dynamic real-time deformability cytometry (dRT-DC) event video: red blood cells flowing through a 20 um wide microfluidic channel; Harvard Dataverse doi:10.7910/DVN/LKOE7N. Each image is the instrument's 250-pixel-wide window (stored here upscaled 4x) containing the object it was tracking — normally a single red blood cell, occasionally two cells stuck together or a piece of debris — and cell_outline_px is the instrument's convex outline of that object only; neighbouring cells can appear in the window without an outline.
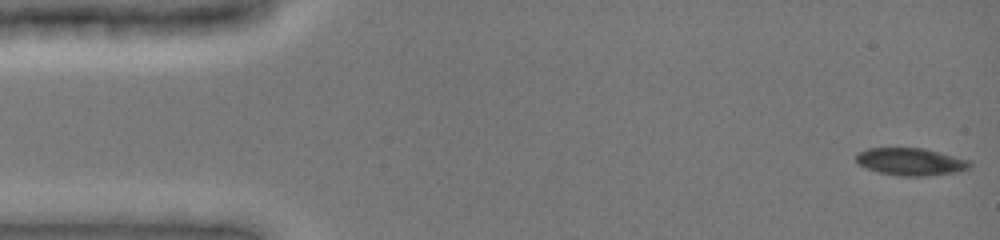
{"species": "common noctule bat (a hibernating species)", "species_latin": "Nyctalus noctula", "temperature_condition": "cold", "stored_images_in_passage": 48, "camera_frame_rate_fps": 3000, "um_per_image_px": 0.085, "animal": {"sex": "female", "body_mass_g": 19.0, "forearm_length_mm": 51.5}, "frame": {"image": 1, "passage_image": 1, "time_ms": 0.0, "image_size_px": [1000, 240], "cell_outline_px": [[972, 164], [968, 168], [956, 172], [928, 176], [900, 176], [880, 172], [868, 168], [860, 164], [856, 160], [856, 152], [868, 148], [924, 148], [968, 160]], "centroid_in_image_um": [77.4, 13.74], "position_along_channel_um": 7.6, "area_um2": 17.98}}
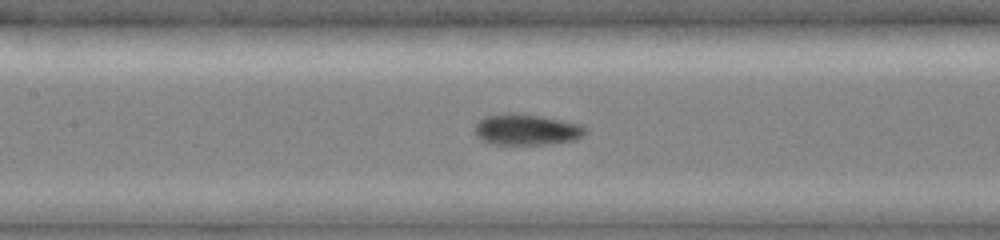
{"frame": {"image": 2, "passage_image": 22, "time_ms": 7.0, "image_size_px": [1000, 240], "cell_outline_px": [[588, 132], [584, 136], [576, 140], [548, 144], [492, 144], [480, 140], [476, 136], [476, 124], [484, 116], [540, 116], [580, 124], [588, 128]], "centroid_in_image_um": [44.84, 11.07], "position_along_channel_um": 162.6, "area_um2": 19.31}}
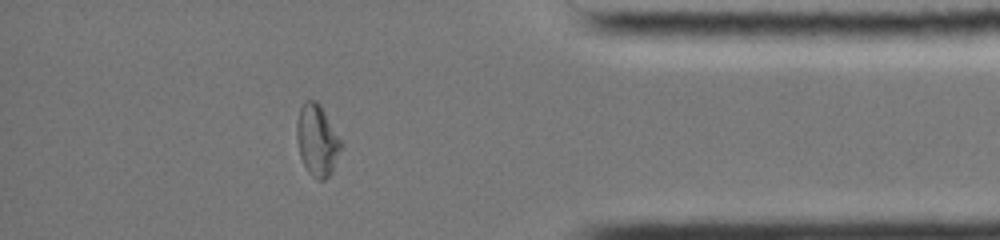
{"frame": {"image": 3, "passage_image": 42, "time_ms": 13.667, "image_size_px": [1000, 240], "cell_outline_px": [[344, 144], [332, 172], [324, 180], [316, 180], [308, 172], [300, 156], [296, 140], [296, 120], [300, 108], [304, 100], [316, 100], [320, 104]], "centroid_in_image_um": [26.96, 11.92], "position_along_channel_um": 408.2, "area_um2": 18.79}, "authors_computed_cell_mechanics": {"area_um2": 18.496, "velocity_mm_per_s": 3.9391, "shape_relaxation_time_tau1_ms": null, "shape_relaxation_time_tau2_ms": 2.0249, "deformation_change_tau1": null, "deformation_change_tau2": 0.0551}}